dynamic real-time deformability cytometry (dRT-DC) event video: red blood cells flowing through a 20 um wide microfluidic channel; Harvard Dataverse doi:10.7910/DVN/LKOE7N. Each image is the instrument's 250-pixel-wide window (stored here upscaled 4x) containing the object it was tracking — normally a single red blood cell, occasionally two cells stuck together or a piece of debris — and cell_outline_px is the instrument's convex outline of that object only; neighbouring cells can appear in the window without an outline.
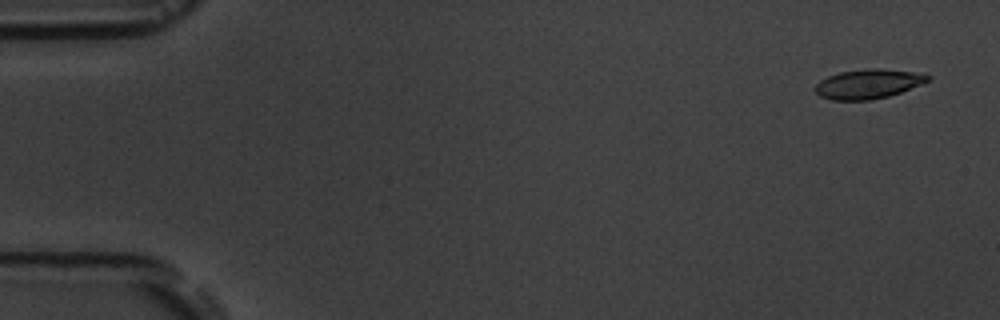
{"species": "common noctule bat (a hibernating species)", "species_latin": "Nyctalus noctula", "temperature_condition": "room temperature", "stored_images_in_passage": 5, "camera_frame_rate_fps": 3000, "um_per_image_px": 0.085, "animal": {"sex": "male", "body_mass_g": 19.5, "forearm_length_mm": 54.6}, "frame": {"image": 1, "passage_image": 1, "time_ms": 0.0, "image_size_px": [1000, 320], "cell_outline_px": [[932, 76], [928, 80], [920, 84], [900, 92], [888, 96], [868, 100], [832, 100], [820, 96], [816, 92], [816, 84], [820, 80], [828, 76], [840, 72], [872, 68], [876, 68], [912, 72]], "centroid_in_image_um": [73.75, 7.14], "position_along_channel_um": 11.2, "area_um2": 18.9}}
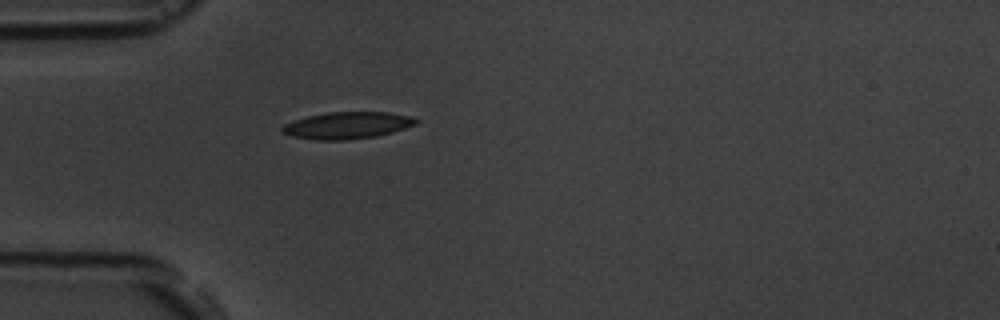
{"frame": {"image": 2, "passage_image": 5, "time_ms": 4.667, "image_size_px": [1000, 320], "cell_outline_px": [[420, 120], [416, 124], [392, 132], [376, 136], [348, 140], [316, 140], [292, 136], [280, 132], [280, 128], [284, 124], [308, 116], [328, 112], [388, 112], [412, 116]], "centroid_in_image_um": [29.52, 10.66], "position_along_channel_um": 55.5, "area_um2": 20.98}}